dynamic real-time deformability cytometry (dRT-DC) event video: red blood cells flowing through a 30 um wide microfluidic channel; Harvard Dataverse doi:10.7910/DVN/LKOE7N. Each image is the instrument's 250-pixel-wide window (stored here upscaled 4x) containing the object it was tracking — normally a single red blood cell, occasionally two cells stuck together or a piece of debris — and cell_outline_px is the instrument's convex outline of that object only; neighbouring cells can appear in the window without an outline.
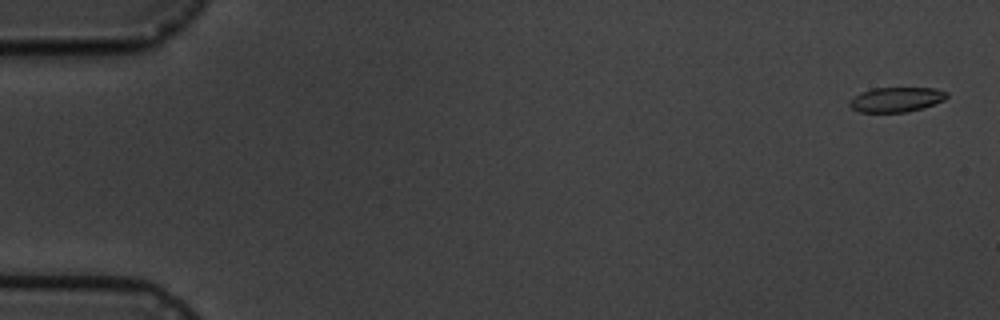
{"species": "common noctule bat (a hibernating species)", "species_latin": "Nyctalus noctula", "temperature_condition": "cold", "stored_images_in_passage": 6, "camera_frame_rate_fps": 3000, "um_per_image_px": 0.085, "animal": {"sex": "male", "body_mass_g": 19.5, "forearm_length_mm": 54.6}, "frame": {"image": 1, "passage_image": 1, "time_ms": 0.0, "image_size_px": [1000, 320], "cell_outline_px": [[948, 96], [944, 100], [908, 112], [860, 112], [852, 108], [848, 104], [848, 100], [860, 92], [872, 88], [936, 88], [948, 92]], "centroid_in_image_um": [76.15, 8.45], "position_along_channel_um": 8.9, "area_um2": 14.05}}
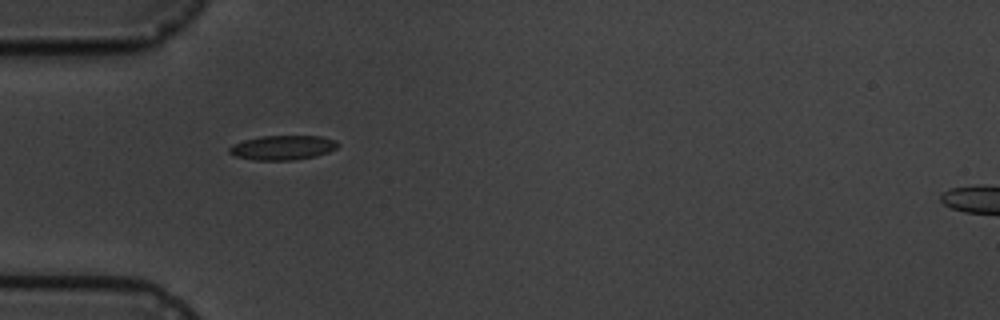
{"frame": {"image": 2, "passage_image": 5, "time_ms": 5.333, "image_size_px": [1000, 320], "cell_outline_px": [[340, 144], [336, 148], [328, 152], [316, 156], [292, 160], [252, 160], [236, 156], [228, 152], [228, 148], [232, 144], [244, 140], [260, 136], [320, 136], [336, 140]], "centroid_in_image_um": [24.02, 12.54], "position_along_channel_um": 61.0, "area_um2": 15.55}}
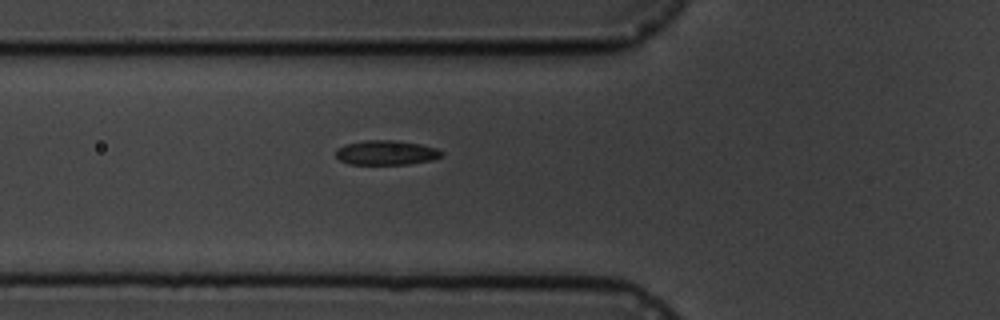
{"frame": {"image": 3, "passage_image": 6, "time_ms": 6.333, "image_size_px": [1000, 320], "cell_outline_px": [[444, 152], [440, 156], [432, 160], [408, 164], [348, 164], [340, 160], [336, 156], [336, 148], [344, 144], [364, 140], [396, 140], [420, 144], [436, 148]], "centroid_in_image_um": [32.8, 12.97], "position_along_channel_um": 93.0, "area_um2": 15.2}}